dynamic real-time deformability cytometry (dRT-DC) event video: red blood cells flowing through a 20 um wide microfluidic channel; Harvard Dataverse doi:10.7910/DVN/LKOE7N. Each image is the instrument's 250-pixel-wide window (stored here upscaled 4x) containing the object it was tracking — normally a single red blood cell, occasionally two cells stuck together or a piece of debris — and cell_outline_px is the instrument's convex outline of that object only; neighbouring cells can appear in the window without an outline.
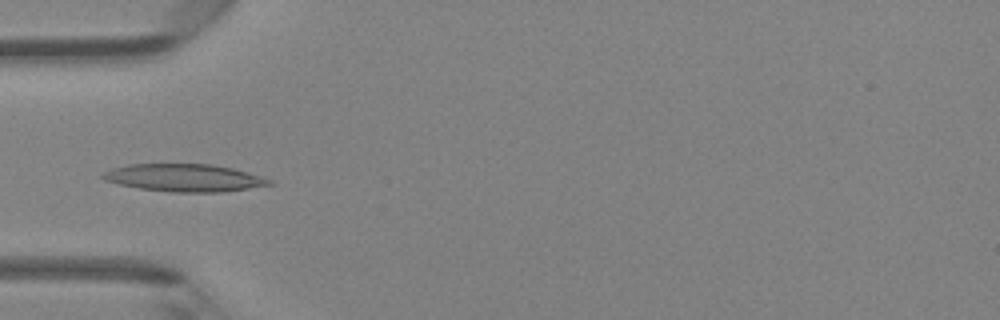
{"species": "Egyptian fruit bat (a non-hibernating species)", "species_latin": "Rousettus aegyptiacus", "temperature_condition": "room temperature", "stored_images_in_passage": 41, "camera_frame_rate_fps": 3000, "um_per_image_px": 0.085, "animal": {"sex": "female"}, "frame": {"image": 1, "passage_image": 14, "time_ms": 4.333, "image_size_px": [1000, 320], "cell_outline_px": [[276, 184], [224, 192], [172, 192], [140, 188], [120, 184], [104, 180], [100, 176], [104, 172], [112, 168], [128, 164], [212, 164], [232, 168], [260, 176], [272, 180]], "centroid_in_image_um": [15.68, 15.11], "position_along_channel_um": 69.3, "area_um2": 26.7}}
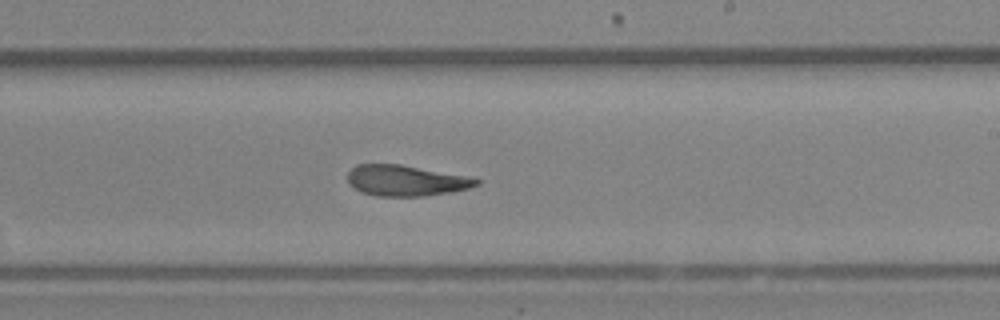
{"frame": {"image": 2, "passage_image": 27, "time_ms": 8.667, "image_size_px": [1000, 320], "cell_outline_px": [[480, 184], [468, 188], [452, 192], [424, 196], [376, 196], [360, 192], [348, 184], [348, 172], [356, 164], [400, 164], [464, 176], [480, 180]], "centroid_in_image_um": [34.44, 15.36], "position_along_channel_um": 254.6, "area_um2": 23.0}}
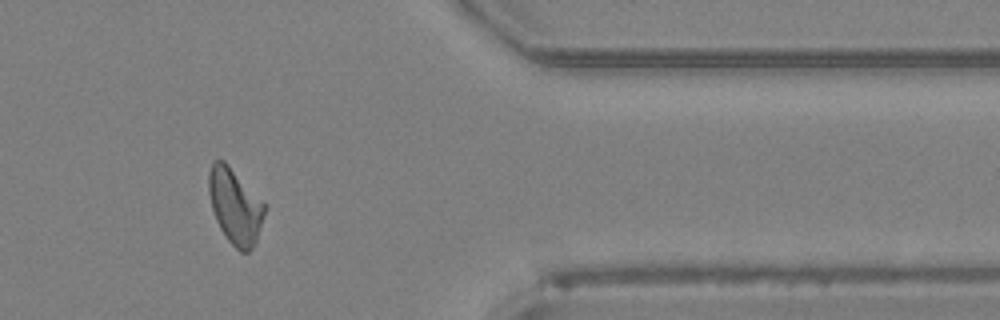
{"frame": {"image": 3, "passage_image": 38, "time_ms": 12.333, "image_size_px": [1000, 320], "cell_outline_px": [[268, 204], [256, 240], [252, 248], [248, 252], [240, 252], [228, 240], [220, 228], [216, 220], [212, 208], [208, 192], [208, 172], [212, 164], [216, 160], [224, 160]], "centroid_in_image_um": [20.0, 17.5], "position_along_channel_um": 391.4, "area_um2": 24.74}, "authors_computed_cell_mechanics": {"area_um2": 24.3338, "velocity_mm_per_s": 4.2949, "shape_relaxation_time_tau1_ms": null, "shape_relaxation_time_tau2_ms": 4.7428, "deformation_change_tau1": null, "deformation_change_tau2": 0.1324}}